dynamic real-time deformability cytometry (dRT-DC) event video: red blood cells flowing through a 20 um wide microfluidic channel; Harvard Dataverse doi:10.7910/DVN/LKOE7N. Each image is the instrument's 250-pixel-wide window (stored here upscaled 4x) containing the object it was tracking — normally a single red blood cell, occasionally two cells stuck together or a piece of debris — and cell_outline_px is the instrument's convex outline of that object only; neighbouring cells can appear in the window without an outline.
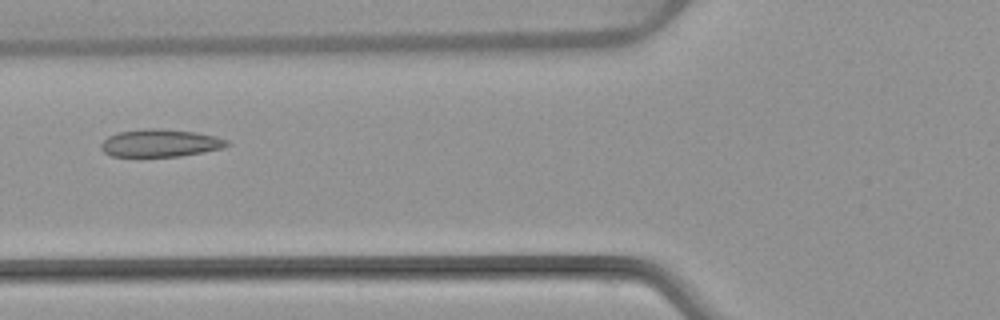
{"species": "common noctule bat (a hibernating species)", "species_latin": "Nyctalus noctula", "temperature_condition": "warm", "stored_images_in_passage": 4, "camera_frame_rate_fps": 3000, "um_per_image_px": 0.085, "animal": {"sex": "female", "body_mass_g": 22.7, "forearm_length_mm": 54.2}, "frame": {"image": 1, "passage_image": 4, "time_ms": 3.667, "image_size_px": [1000, 320], "cell_outline_px": [[232, 144], [220, 148], [204, 152], [180, 156], [112, 156], [104, 152], [100, 148], [100, 144], [108, 136], [116, 132], [144, 128], [160, 128], [196, 132], [216, 136], [228, 140]], "centroid_in_image_um": [13.62, 12.14], "position_along_channel_um": 112.2, "area_um2": 20.4}}